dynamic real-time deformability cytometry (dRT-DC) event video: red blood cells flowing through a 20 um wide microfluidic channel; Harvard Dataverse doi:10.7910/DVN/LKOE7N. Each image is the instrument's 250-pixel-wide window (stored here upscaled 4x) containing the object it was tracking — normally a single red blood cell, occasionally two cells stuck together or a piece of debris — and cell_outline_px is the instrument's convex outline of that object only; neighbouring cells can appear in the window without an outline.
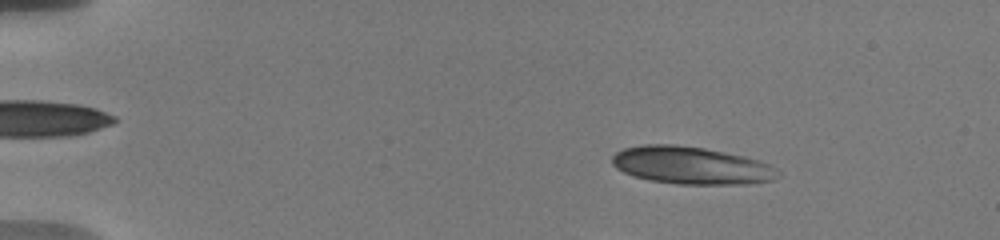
{"species": "human", "species_latin": "Homo sapiens", "temperature_condition": "warm", "stored_images_in_passage": 41, "camera_frame_rate_fps": 3000, "um_per_image_px": 0.085, "donor": {"sex": "male"}, "frame": {"image": 1, "passage_image": 19, "time_ms": 2.667, "image_size_px": [1000, 240], "cell_outline_px": [[780, 176], [772, 180], [748, 184], [680, 184], [652, 180], [636, 176], [624, 172], [616, 168], [612, 164], [612, 156], [616, 152], [624, 148], [644, 144], [676, 144], [704, 148], [744, 156], [760, 160], [776, 168], [780, 172]], "centroid_in_image_um": [58.78, 14.05], "position_along_channel_um": 26.2, "area_um2": 36.24}}